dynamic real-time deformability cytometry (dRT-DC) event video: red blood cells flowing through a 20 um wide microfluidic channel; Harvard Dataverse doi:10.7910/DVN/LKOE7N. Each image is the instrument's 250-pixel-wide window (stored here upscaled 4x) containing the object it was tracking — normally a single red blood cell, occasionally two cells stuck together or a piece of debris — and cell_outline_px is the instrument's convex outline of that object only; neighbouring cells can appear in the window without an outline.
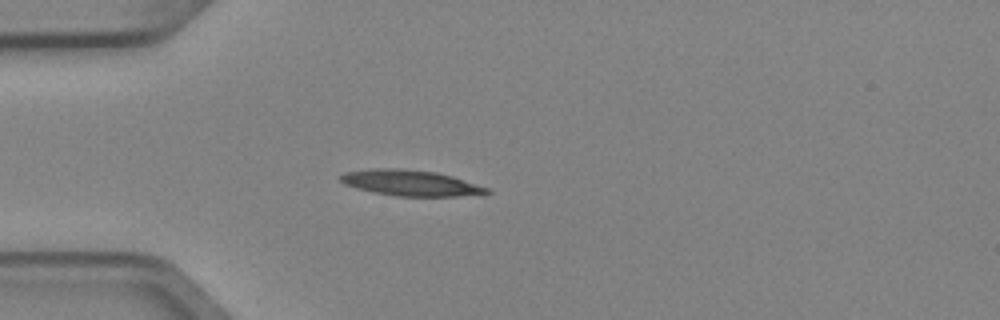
{"species": "Egyptian fruit bat (a non-hibernating species)", "species_latin": "Rousettus aegyptiacus", "temperature_condition": "cold", "stored_images_in_passage": 2, "camera_frame_rate_fps": 3000, "um_per_image_px": 0.085, "animal": {"sex": "female"}, "frame": {"image": 1, "passage_image": 2, "time_ms": 0.333, "image_size_px": [1000, 320], "cell_outline_px": [[492, 192], [456, 196], [396, 196], [372, 192], [356, 188], [344, 184], [340, 180], [340, 176], [344, 172], [372, 168], [400, 168], [436, 172], [452, 176], [488, 188]], "centroid_in_image_um": [34.83, 15.54], "position_along_channel_um": 50.2, "area_um2": 21.85}}